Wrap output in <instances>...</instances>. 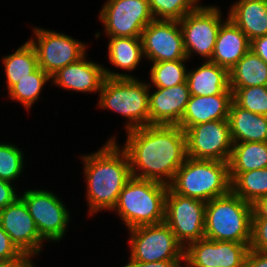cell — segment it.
<instances>
[{"label":"cell","instance_id":"1","mask_svg":"<svg viewBox=\"0 0 267 267\" xmlns=\"http://www.w3.org/2000/svg\"><path fill=\"white\" fill-rule=\"evenodd\" d=\"M126 133L121 147L132 177L169 186L187 159L186 135L178 125H147Z\"/></svg>","mask_w":267,"mask_h":267},{"label":"cell","instance_id":"2","mask_svg":"<svg viewBox=\"0 0 267 267\" xmlns=\"http://www.w3.org/2000/svg\"><path fill=\"white\" fill-rule=\"evenodd\" d=\"M85 178L88 217L115 207L119 194L132 178L127 153L117 136L108 138L99 150L80 157Z\"/></svg>","mask_w":267,"mask_h":267},{"label":"cell","instance_id":"3","mask_svg":"<svg viewBox=\"0 0 267 267\" xmlns=\"http://www.w3.org/2000/svg\"><path fill=\"white\" fill-rule=\"evenodd\" d=\"M169 186L132 177L123 187L115 212L126 229L164 222L165 200Z\"/></svg>","mask_w":267,"mask_h":267},{"label":"cell","instance_id":"4","mask_svg":"<svg viewBox=\"0 0 267 267\" xmlns=\"http://www.w3.org/2000/svg\"><path fill=\"white\" fill-rule=\"evenodd\" d=\"M253 205L232 190L206 202L205 238L250 243Z\"/></svg>","mask_w":267,"mask_h":267},{"label":"cell","instance_id":"5","mask_svg":"<svg viewBox=\"0 0 267 267\" xmlns=\"http://www.w3.org/2000/svg\"><path fill=\"white\" fill-rule=\"evenodd\" d=\"M96 106L120 114L130 131L149 125V85L139 78H107L104 80Z\"/></svg>","mask_w":267,"mask_h":267},{"label":"cell","instance_id":"6","mask_svg":"<svg viewBox=\"0 0 267 267\" xmlns=\"http://www.w3.org/2000/svg\"><path fill=\"white\" fill-rule=\"evenodd\" d=\"M169 187L203 202L225 195L231 190L228 162L187 157Z\"/></svg>","mask_w":267,"mask_h":267},{"label":"cell","instance_id":"7","mask_svg":"<svg viewBox=\"0 0 267 267\" xmlns=\"http://www.w3.org/2000/svg\"><path fill=\"white\" fill-rule=\"evenodd\" d=\"M42 189L43 187L41 189L27 188L23 192L19 189V197L25 202L40 236L47 243L54 242L55 244L66 236L72 215L62 201L63 199L58 197L55 191Z\"/></svg>","mask_w":267,"mask_h":267},{"label":"cell","instance_id":"8","mask_svg":"<svg viewBox=\"0 0 267 267\" xmlns=\"http://www.w3.org/2000/svg\"><path fill=\"white\" fill-rule=\"evenodd\" d=\"M222 15L224 14L221 7L200 4L195 10L178 20L189 61L193 54L200 56L203 61L211 60L219 29L228 19V15L226 17Z\"/></svg>","mask_w":267,"mask_h":267},{"label":"cell","instance_id":"9","mask_svg":"<svg viewBox=\"0 0 267 267\" xmlns=\"http://www.w3.org/2000/svg\"><path fill=\"white\" fill-rule=\"evenodd\" d=\"M31 29L33 35L28 40L35 48L39 67L50 77L61 68L79 61L87 54L88 46L85 41L56 30L38 26L31 27Z\"/></svg>","mask_w":267,"mask_h":267},{"label":"cell","instance_id":"10","mask_svg":"<svg viewBox=\"0 0 267 267\" xmlns=\"http://www.w3.org/2000/svg\"><path fill=\"white\" fill-rule=\"evenodd\" d=\"M127 231L130 259L140 262L184 260L185 248L165 222Z\"/></svg>","mask_w":267,"mask_h":267},{"label":"cell","instance_id":"11","mask_svg":"<svg viewBox=\"0 0 267 267\" xmlns=\"http://www.w3.org/2000/svg\"><path fill=\"white\" fill-rule=\"evenodd\" d=\"M98 15L107 37H141L154 20L148 0H106Z\"/></svg>","mask_w":267,"mask_h":267},{"label":"cell","instance_id":"12","mask_svg":"<svg viewBox=\"0 0 267 267\" xmlns=\"http://www.w3.org/2000/svg\"><path fill=\"white\" fill-rule=\"evenodd\" d=\"M205 207L206 202L182 196L168 188L164 222L184 248L205 238Z\"/></svg>","mask_w":267,"mask_h":267},{"label":"cell","instance_id":"13","mask_svg":"<svg viewBox=\"0 0 267 267\" xmlns=\"http://www.w3.org/2000/svg\"><path fill=\"white\" fill-rule=\"evenodd\" d=\"M187 157L228 162L233 140L228 120H214L185 130Z\"/></svg>","mask_w":267,"mask_h":267},{"label":"cell","instance_id":"14","mask_svg":"<svg viewBox=\"0 0 267 267\" xmlns=\"http://www.w3.org/2000/svg\"><path fill=\"white\" fill-rule=\"evenodd\" d=\"M141 40L149 63L187 59L178 20L154 19L142 31Z\"/></svg>","mask_w":267,"mask_h":267},{"label":"cell","instance_id":"15","mask_svg":"<svg viewBox=\"0 0 267 267\" xmlns=\"http://www.w3.org/2000/svg\"><path fill=\"white\" fill-rule=\"evenodd\" d=\"M249 244L199 239L185 248L184 267H244Z\"/></svg>","mask_w":267,"mask_h":267},{"label":"cell","instance_id":"16","mask_svg":"<svg viewBox=\"0 0 267 267\" xmlns=\"http://www.w3.org/2000/svg\"><path fill=\"white\" fill-rule=\"evenodd\" d=\"M0 224L22 254L34 258L42 254L47 242L40 236L34 219L20 197L0 211Z\"/></svg>","mask_w":267,"mask_h":267},{"label":"cell","instance_id":"17","mask_svg":"<svg viewBox=\"0 0 267 267\" xmlns=\"http://www.w3.org/2000/svg\"><path fill=\"white\" fill-rule=\"evenodd\" d=\"M190 96L187 82L169 88L149 87V125H179Z\"/></svg>","mask_w":267,"mask_h":267},{"label":"cell","instance_id":"18","mask_svg":"<svg viewBox=\"0 0 267 267\" xmlns=\"http://www.w3.org/2000/svg\"><path fill=\"white\" fill-rule=\"evenodd\" d=\"M87 57L86 54L79 61L61 68L51 77V85L83 94H99L106 79L104 66Z\"/></svg>","mask_w":267,"mask_h":267},{"label":"cell","instance_id":"19","mask_svg":"<svg viewBox=\"0 0 267 267\" xmlns=\"http://www.w3.org/2000/svg\"><path fill=\"white\" fill-rule=\"evenodd\" d=\"M107 58L110 65L123 71L110 70L104 66L107 78H137L132 75L144 60L141 37H107ZM125 71V72H124ZM122 72V73H121ZM131 74H130V73Z\"/></svg>","mask_w":267,"mask_h":267},{"label":"cell","instance_id":"20","mask_svg":"<svg viewBox=\"0 0 267 267\" xmlns=\"http://www.w3.org/2000/svg\"><path fill=\"white\" fill-rule=\"evenodd\" d=\"M232 101L233 94L191 95L178 126L185 131L194 125L214 120H228Z\"/></svg>","mask_w":267,"mask_h":267},{"label":"cell","instance_id":"21","mask_svg":"<svg viewBox=\"0 0 267 267\" xmlns=\"http://www.w3.org/2000/svg\"><path fill=\"white\" fill-rule=\"evenodd\" d=\"M251 41L229 18L221 25L210 62L228 71L250 50Z\"/></svg>","mask_w":267,"mask_h":267},{"label":"cell","instance_id":"22","mask_svg":"<svg viewBox=\"0 0 267 267\" xmlns=\"http://www.w3.org/2000/svg\"><path fill=\"white\" fill-rule=\"evenodd\" d=\"M186 82L193 96L233 94L229 86V71L210 61L188 69Z\"/></svg>","mask_w":267,"mask_h":267},{"label":"cell","instance_id":"23","mask_svg":"<svg viewBox=\"0 0 267 267\" xmlns=\"http://www.w3.org/2000/svg\"><path fill=\"white\" fill-rule=\"evenodd\" d=\"M229 6L228 18L250 41L267 35V0H236Z\"/></svg>","mask_w":267,"mask_h":267},{"label":"cell","instance_id":"24","mask_svg":"<svg viewBox=\"0 0 267 267\" xmlns=\"http://www.w3.org/2000/svg\"><path fill=\"white\" fill-rule=\"evenodd\" d=\"M228 121L233 143L267 142V116L252 113L232 101Z\"/></svg>","mask_w":267,"mask_h":267},{"label":"cell","instance_id":"25","mask_svg":"<svg viewBox=\"0 0 267 267\" xmlns=\"http://www.w3.org/2000/svg\"><path fill=\"white\" fill-rule=\"evenodd\" d=\"M267 167V142L234 143L228 161L232 182L240 173Z\"/></svg>","mask_w":267,"mask_h":267},{"label":"cell","instance_id":"26","mask_svg":"<svg viewBox=\"0 0 267 267\" xmlns=\"http://www.w3.org/2000/svg\"><path fill=\"white\" fill-rule=\"evenodd\" d=\"M4 67L5 85L7 92L21 79L28 77L38 67V59L34 46L25 41L12 54H6L1 57Z\"/></svg>","mask_w":267,"mask_h":267},{"label":"cell","instance_id":"27","mask_svg":"<svg viewBox=\"0 0 267 267\" xmlns=\"http://www.w3.org/2000/svg\"><path fill=\"white\" fill-rule=\"evenodd\" d=\"M229 86H267V64L250 49L229 70Z\"/></svg>","mask_w":267,"mask_h":267},{"label":"cell","instance_id":"28","mask_svg":"<svg viewBox=\"0 0 267 267\" xmlns=\"http://www.w3.org/2000/svg\"><path fill=\"white\" fill-rule=\"evenodd\" d=\"M52 82L51 77L40 67L28 77L19 80L9 91L8 98L20 103L28 112L41 98V92L46 84Z\"/></svg>","mask_w":267,"mask_h":267},{"label":"cell","instance_id":"29","mask_svg":"<svg viewBox=\"0 0 267 267\" xmlns=\"http://www.w3.org/2000/svg\"><path fill=\"white\" fill-rule=\"evenodd\" d=\"M231 190L252 205L267 196V167L240 173L232 182Z\"/></svg>","mask_w":267,"mask_h":267},{"label":"cell","instance_id":"30","mask_svg":"<svg viewBox=\"0 0 267 267\" xmlns=\"http://www.w3.org/2000/svg\"><path fill=\"white\" fill-rule=\"evenodd\" d=\"M188 59L150 63L149 87L169 88L185 83Z\"/></svg>","mask_w":267,"mask_h":267},{"label":"cell","instance_id":"31","mask_svg":"<svg viewBox=\"0 0 267 267\" xmlns=\"http://www.w3.org/2000/svg\"><path fill=\"white\" fill-rule=\"evenodd\" d=\"M24 152L14 143L0 142V179L15 182V185L20 182L26 166Z\"/></svg>","mask_w":267,"mask_h":267},{"label":"cell","instance_id":"32","mask_svg":"<svg viewBox=\"0 0 267 267\" xmlns=\"http://www.w3.org/2000/svg\"><path fill=\"white\" fill-rule=\"evenodd\" d=\"M233 101L252 113L267 116V86L230 87Z\"/></svg>","mask_w":267,"mask_h":267},{"label":"cell","instance_id":"33","mask_svg":"<svg viewBox=\"0 0 267 267\" xmlns=\"http://www.w3.org/2000/svg\"><path fill=\"white\" fill-rule=\"evenodd\" d=\"M202 0H148L154 19L181 20Z\"/></svg>","mask_w":267,"mask_h":267},{"label":"cell","instance_id":"34","mask_svg":"<svg viewBox=\"0 0 267 267\" xmlns=\"http://www.w3.org/2000/svg\"><path fill=\"white\" fill-rule=\"evenodd\" d=\"M249 249L267 251V218H252Z\"/></svg>","mask_w":267,"mask_h":267},{"label":"cell","instance_id":"35","mask_svg":"<svg viewBox=\"0 0 267 267\" xmlns=\"http://www.w3.org/2000/svg\"><path fill=\"white\" fill-rule=\"evenodd\" d=\"M22 253L12 243L10 236L0 224V261L19 258Z\"/></svg>","mask_w":267,"mask_h":267},{"label":"cell","instance_id":"36","mask_svg":"<svg viewBox=\"0 0 267 267\" xmlns=\"http://www.w3.org/2000/svg\"><path fill=\"white\" fill-rule=\"evenodd\" d=\"M18 186L9 181L0 179V211L9 204H12L18 197Z\"/></svg>","mask_w":267,"mask_h":267},{"label":"cell","instance_id":"37","mask_svg":"<svg viewBox=\"0 0 267 267\" xmlns=\"http://www.w3.org/2000/svg\"><path fill=\"white\" fill-rule=\"evenodd\" d=\"M120 267H184V260L140 262V261H136V260L128 258L127 263Z\"/></svg>","mask_w":267,"mask_h":267},{"label":"cell","instance_id":"38","mask_svg":"<svg viewBox=\"0 0 267 267\" xmlns=\"http://www.w3.org/2000/svg\"><path fill=\"white\" fill-rule=\"evenodd\" d=\"M244 267H267V251H253L249 249Z\"/></svg>","mask_w":267,"mask_h":267},{"label":"cell","instance_id":"39","mask_svg":"<svg viewBox=\"0 0 267 267\" xmlns=\"http://www.w3.org/2000/svg\"><path fill=\"white\" fill-rule=\"evenodd\" d=\"M32 256L22 254L19 258L0 261V267H37Z\"/></svg>","mask_w":267,"mask_h":267},{"label":"cell","instance_id":"40","mask_svg":"<svg viewBox=\"0 0 267 267\" xmlns=\"http://www.w3.org/2000/svg\"><path fill=\"white\" fill-rule=\"evenodd\" d=\"M250 49L267 64V35L253 39Z\"/></svg>","mask_w":267,"mask_h":267},{"label":"cell","instance_id":"41","mask_svg":"<svg viewBox=\"0 0 267 267\" xmlns=\"http://www.w3.org/2000/svg\"><path fill=\"white\" fill-rule=\"evenodd\" d=\"M252 218H267V196L261 197L253 204Z\"/></svg>","mask_w":267,"mask_h":267}]
</instances>
